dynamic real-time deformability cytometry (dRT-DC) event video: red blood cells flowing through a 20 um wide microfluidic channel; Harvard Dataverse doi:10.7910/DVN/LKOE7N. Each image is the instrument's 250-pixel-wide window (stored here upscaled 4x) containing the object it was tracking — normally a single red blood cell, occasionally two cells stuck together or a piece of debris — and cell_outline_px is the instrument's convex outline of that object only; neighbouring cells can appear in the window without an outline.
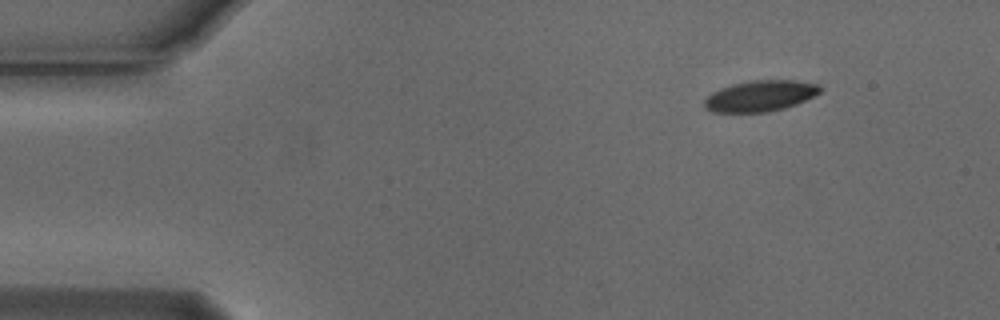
{"species": "Egyptian fruit bat (a non-hibernating species)", "species_latin": "Rousettus aegyptiacus", "temperature_condition": "cold", "stored_images_in_passage": 4, "camera_frame_rate_fps": 3000, "um_per_image_px": 0.085, "animal": {"sex": "male"}, "frame": {"image": 1, "passage_image": 1, "time_ms": 0.0, "image_size_px": [1000, 320], "cell_outline_px": [[820, 92], [796, 104], [784, 108], [768, 112], [712, 112], [704, 108], [704, 100], [712, 92], [720, 88], [732, 84], [752, 80], [796, 80], [820, 84]], "centroid_in_image_um": [64.6, 8.15], "position_along_channel_um": 20.4, "area_um2": 20.87}}